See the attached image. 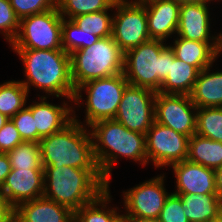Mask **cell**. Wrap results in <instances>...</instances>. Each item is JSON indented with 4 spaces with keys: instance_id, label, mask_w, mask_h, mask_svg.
Returning <instances> with one entry per match:
<instances>
[{
    "instance_id": "obj_1",
    "label": "cell",
    "mask_w": 222,
    "mask_h": 222,
    "mask_svg": "<svg viewBox=\"0 0 222 222\" xmlns=\"http://www.w3.org/2000/svg\"><path fill=\"white\" fill-rule=\"evenodd\" d=\"M23 61L26 79L20 81L30 93V86L57 98L73 100L70 55L63 49H13Z\"/></svg>"
},
{
    "instance_id": "obj_2",
    "label": "cell",
    "mask_w": 222,
    "mask_h": 222,
    "mask_svg": "<svg viewBox=\"0 0 222 222\" xmlns=\"http://www.w3.org/2000/svg\"><path fill=\"white\" fill-rule=\"evenodd\" d=\"M43 197L70 208L73 212L95 200L110 183L100 169L68 166H43Z\"/></svg>"
},
{
    "instance_id": "obj_3",
    "label": "cell",
    "mask_w": 222,
    "mask_h": 222,
    "mask_svg": "<svg viewBox=\"0 0 222 222\" xmlns=\"http://www.w3.org/2000/svg\"><path fill=\"white\" fill-rule=\"evenodd\" d=\"M89 128L96 162L109 183L112 166L118 158H129L143 166L147 164L145 134L128 130L114 119L95 122Z\"/></svg>"
},
{
    "instance_id": "obj_4",
    "label": "cell",
    "mask_w": 222,
    "mask_h": 222,
    "mask_svg": "<svg viewBox=\"0 0 222 222\" xmlns=\"http://www.w3.org/2000/svg\"><path fill=\"white\" fill-rule=\"evenodd\" d=\"M61 131L43 137L39 142L42 166H68L80 169H99L94 156L90 130L76 119Z\"/></svg>"
},
{
    "instance_id": "obj_5",
    "label": "cell",
    "mask_w": 222,
    "mask_h": 222,
    "mask_svg": "<svg viewBox=\"0 0 222 222\" xmlns=\"http://www.w3.org/2000/svg\"><path fill=\"white\" fill-rule=\"evenodd\" d=\"M163 40L150 39L124 53V75L128 83L155 92L170 72L174 51Z\"/></svg>"
},
{
    "instance_id": "obj_6",
    "label": "cell",
    "mask_w": 222,
    "mask_h": 222,
    "mask_svg": "<svg viewBox=\"0 0 222 222\" xmlns=\"http://www.w3.org/2000/svg\"><path fill=\"white\" fill-rule=\"evenodd\" d=\"M71 80L74 88L94 79L114 76L124 71V53L112 36L100 38L89 47L70 54Z\"/></svg>"
},
{
    "instance_id": "obj_7",
    "label": "cell",
    "mask_w": 222,
    "mask_h": 222,
    "mask_svg": "<svg viewBox=\"0 0 222 222\" xmlns=\"http://www.w3.org/2000/svg\"><path fill=\"white\" fill-rule=\"evenodd\" d=\"M129 85L124 73L90 80L75 89L72 102L78 107L82 101V91L86 93L85 124L88 128L95 122L114 119L125 88ZM82 102V103H81Z\"/></svg>"
},
{
    "instance_id": "obj_8",
    "label": "cell",
    "mask_w": 222,
    "mask_h": 222,
    "mask_svg": "<svg viewBox=\"0 0 222 222\" xmlns=\"http://www.w3.org/2000/svg\"><path fill=\"white\" fill-rule=\"evenodd\" d=\"M62 23L58 8L20 19L11 49H63Z\"/></svg>"
},
{
    "instance_id": "obj_9",
    "label": "cell",
    "mask_w": 222,
    "mask_h": 222,
    "mask_svg": "<svg viewBox=\"0 0 222 222\" xmlns=\"http://www.w3.org/2000/svg\"><path fill=\"white\" fill-rule=\"evenodd\" d=\"M114 9L111 36L123 53L150 40L144 3L116 0Z\"/></svg>"
},
{
    "instance_id": "obj_10",
    "label": "cell",
    "mask_w": 222,
    "mask_h": 222,
    "mask_svg": "<svg viewBox=\"0 0 222 222\" xmlns=\"http://www.w3.org/2000/svg\"><path fill=\"white\" fill-rule=\"evenodd\" d=\"M189 138L154 121L146 133L147 164L156 169L187 160Z\"/></svg>"
},
{
    "instance_id": "obj_11",
    "label": "cell",
    "mask_w": 222,
    "mask_h": 222,
    "mask_svg": "<svg viewBox=\"0 0 222 222\" xmlns=\"http://www.w3.org/2000/svg\"><path fill=\"white\" fill-rule=\"evenodd\" d=\"M156 92L133 85L125 88L114 120L128 130L147 133L155 121Z\"/></svg>"
},
{
    "instance_id": "obj_12",
    "label": "cell",
    "mask_w": 222,
    "mask_h": 222,
    "mask_svg": "<svg viewBox=\"0 0 222 222\" xmlns=\"http://www.w3.org/2000/svg\"><path fill=\"white\" fill-rule=\"evenodd\" d=\"M163 174L123 192L122 215L128 219L159 218L167 197L171 194L164 187Z\"/></svg>"
},
{
    "instance_id": "obj_13",
    "label": "cell",
    "mask_w": 222,
    "mask_h": 222,
    "mask_svg": "<svg viewBox=\"0 0 222 222\" xmlns=\"http://www.w3.org/2000/svg\"><path fill=\"white\" fill-rule=\"evenodd\" d=\"M197 109L190 95L156 92L155 122L177 133L188 137L196 134Z\"/></svg>"
},
{
    "instance_id": "obj_14",
    "label": "cell",
    "mask_w": 222,
    "mask_h": 222,
    "mask_svg": "<svg viewBox=\"0 0 222 222\" xmlns=\"http://www.w3.org/2000/svg\"><path fill=\"white\" fill-rule=\"evenodd\" d=\"M209 4L182 3L179 9L177 36L200 42H222V33L211 35Z\"/></svg>"
},
{
    "instance_id": "obj_15",
    "label": "cell",
    "mask_w": 222,
    "mask_h": 222,
    "mask_svg": "<svg viewBox=\"0 0 222 222\" xmlns=\"http://www.w3.org/2000/svg\"><path fill=\"white\" fill-rule=\"evenodd\" d=\"M1 193L14 208L22 202L43 197L44 170L11 169Z\"/></svg>"
},
{
    "instance_id": "obj_16",
    "label": "cell",
    "mask_w": 222,
    "mask_h": 222,
    "mask_svg": "<svg viewBox=\"0 0 222 222\" xmlns=\"http://www.w3.org/2000/svg\"><path fill=\"white\" fill-rule=\"evenodd\" d=\"M171 167L176 178V191L172 193H217L215 170L188 160L172 164Z\"/></svg>"
},
{
    "instance_id": "obj_17",
    "label": "cell",
    "mask_w": 222,
    "mask_h": 222,
    "mask_svg": "<svg viewBox=\"0 0 222 222\" xmlns=\"http://www.w3.org/2000/svg\"><path fill=\"white\" fill-rule=\"evenodd\" d=\"M180 3L176 0H151L144 3L150 39L167 41L177 32Z\"/></svg>"
},
{
    "instance_id": "obj_18",
    "label": "cell",
    "mask_w": 222,
    "mask_h": 222,
    "mask_svg": "<svg viewBox=\"0 0 222 222\" xmlns=\"http://www.w3.org/2000/svg\"><path fill=\"white\" fill-rule=\"evenodd\" d=\"M39 102L29 104L27 107L32 111L37 133L43 138L61 131L73 120V107L68 101L61 105H55L47 101L46 96L38 97Z\"/></svg>"
},
{
    "instance_id": "obj_19",
    "label": "cell",
    "mask_w": 222,
    "mask_h": 222,
    "mask_svg": "<svg viewBox=\"0 0 222 222\" xmlns=\"http://www.w3.org/2000/svg\"><path fill=\"white\" fill-rule=\"evenodd\" d=\"M15 222H74V212L45 197L20 203L15 208Z\"/></svg>"
},
{
    "instance_id": "obj_20",
    "label": "cell",
    "mask_w": 222,
    "mask_h": 222,
    "mask_svg": "<svg viewBox=\"0 0 222 222\" xmlns=\"http://www.w3.org/2000/svg\"><path fill=\"white\" fill-rule=\"evenodd\" d=\"M169 46L176 58L196 67L199 71L211 66L222 55V42H200L177 36L173 45Z\"/></svg>"
},
{
    "instance_id": "obj_21",
    "label": "cell",
    "mask_w": 222,
    "mask_h": 222,
    "mask_svg": "<svg viewBox=\"0 0 222 222\" xmlns=\"http://www.w3.org/2000/svg\"><path fill=\"white\" fill-rule=\"evenodd\" d=\"M213 65L199 72L190 94L197 108L222 107V71H213Z\"/></svg>"
},
{
    "instance_id": "obj_22",
    "label": "cell",
    "mask_w": 222,
    "mask_h": 222,
    "mask_svg": "<svg viewBox=\"0 0 222 222\" xmlns=\"http://www.w3.org/2000/svg\"><path fill=\"white\" fill-rule=\"evenodd\" d=\"M178 195L184 205V213L190 222H213L222 215V200L217 193Z\"/></svg>"
},
{
    "instance_id": "obj_23",
    "label": "cell",
    "mask_w": 222,
    "mask_h": 222,
    "mask_svg": "<svg viewBox=\"0 0 222 222\" xmlns=\"http://www.w3.org/2000/svg\"><path fill=\"white\" fill-rule=\"evenodd\" d=\"M199 72L196 67L176 58L173 54L170 57V72L162 81L159 92L190 95Z\"/></svg>"
},
{
    "instance_id": "obj_24",
    "label": "cell",
    "mask_w": 222,
    "mask_h": 222,
    "mask_svg": "<svg viewBox=\"0 0 222 222\" xmlns=\"http://www.w3.org/2000/svg\"><path fill=\"white\" fill-rule=\"evenodd\" d=\"M187 160L213 170L222 167V142L193 134L189 138Z\"/></svg>"
},
{
    "instance_id": "obj_25",
    "label": "cell",
    "mask_w": 222,
    "mask_h": 222,
    "mask_svg": "<svg viewBox=\"0 0 222 222\" xmlns=\"http://www.w3.org/2000/svg\"><path fill=\"white\" fill-rule=\"evenodd\" d=\"M110 187L104 190L95 200L85 204L74 212V222H115L122 214L118 207H109L112 196Z\"/></svg>"
},
{
    "instance_id": "obj_26",
    "label": "cell",
    "mask_w": 222,
    "mask_h": 222,
    "mask_svg": "<svg viewBox=\"0 0 222 222\" xmlns=\"http://www.w3.org/2000/svg\"><path fill=\"white\" fill-rule=\"evenodd\" d=\"M28 96L20 80L4 82L0 85V113L10 119L27 105Z\"/></svg>"
},
{
    "instance_id": "obj_27",
    "label": "cell",
    "mask_w": 222,
    "mask_h": 222,
    "mask_svg": "<svg viewBox=\"0 0 222 222\" xmlns=\"http://www.w3.org/2000/svg\"><path fill=\"white\" fill-rule=\"evenodd\" d=\"M11 169L44 170L41 163L40 145L34 141H23L7 153Z\"/></svg>"
},
{
    "instance_id": "obj_28",
    "label": "cell",
    "mask_w": 222,
    "mask_h": 222,
    "mask_svg": "<svg viewBox=\"0 0 222 222\" xmlns=\"http://www.w3.org/2000/svg\"><path fill=\"white\" fill-rule=\"evenodd\" d=\"M115 2L116 0H57V8L64 19L71 20L84 14L113 10Z\"/></svg>"
},
{
    "instance_id": "obj_29",
    "label": "cell",
    "mask_w": 222,
    "mask_h": 222,
    "mask_svg": "<svg viewBox=\"0 0 222 222\" xmlns=\"http://www.w3.org/2000/svg\"><path fill=\"white\" fill-rule=\"evenodd\" d=\"M196 134L222 142V107L197 109Z\"/></svg>"
},
{
    "instance_id": "obj_30",
    "label": "cell",
    "mask_w": 222,
    "mask_h": 222,
    "mask_svg": "<svg viewBox=\"0 0 222 222\" xmlns=\"http://www.w3.org/2000/svg\"><path fill=\"white\" fill-rule=\"evenodd\" d=\"M99 39L100 37L83 31L72 20L63 18L62 48L69 55L76 50L91 46Z\"/></svg>"
},
{
    "instance_id": "obj_31",
    "label": "cell",
    "mask_w": 222,
    "mask_h": 222,
    "mask_svg": "<svg viewBox=\"0 0 222 222\" xmlns=\"http://www.w3.org/2000/svg\"><path fill=\"white\" fill-rule=\"evenodd\" d=\"M106 11L93 12L89 14L80 15L71 20L81 29L87 33L94 34L100 38H106L112 35V21L111 16Z\"/></svg>"
},
{
    "instance_id": "obj_32",
    "label": "cell",
    "mask_w": 222,
    "mask_h": 222,
    "mask_svg": "<svg viewBox=\"0 0 222 222\" xmlns=\"http://www.w3.org/2000/svg\"><path fill=\"white\" fill-rule=\"evenodd\" d=\"M20 19L10 5L9 0H0V33L5 40L12 43L19 30Z\"/></svg>"
},
{
    "instance_id": "obj_33",
    "label": "cell",
    "mask_w": 222,
    "mask_h": 222,
    "mask_svg": "<svg viewBox=\"0 0 222 222\" xmlns=\"http://www.w3.org/2000/svg\"><path fill=\"white\" fill-rule=\"evenodd\" d=\"M10 120L15 125L23 141H34L37 143L41 141L42 137L37 133L32 111L28 107L25 106Z\"/></svg>"
},
{
    "instance_id": "obj_34",
    "label": "cell",
    "mask_w": 222,
    "mask_h": 222,
    "mask_svg": "<svg viewBox=\"0 0 222 222\" xmlns=\"http://www.w3.org/2000/svg\"><path fill=\"white\" fill-rule=\"evenodd\" d=\"M16 16L22 19L27 16L57 8V0H9Z\"/></svg>"
},
{
    "instance_id": "obj_35",
    "label": "cell",
    "mask_w": 222,
    "mask_h": 222,
    "mask_svg": "<svg viewBox=\"0 0 222 222\" xmlns=\"http://www.w3.org/2000/svg\"><path fill=\"white\" fill-rule=\"evenodd\" d=\"M159 219L161 222H190L184 213L181 198L171 193L163 206Z\"/></svg>"
},
{
    "instance_id": "obj_36",
    "label": "cell",
    "mask_w": 222,
    "mask_h": 222,
    "mask_svg": "<svg viewBox=\"0 0 222 222\" xmlns=\"http://www.w3.org/2000/svg\"><path fill=\"white\" fill-rule=\"evenodd\" d=\"M22 142L18 130L9 120L0 130V153H8Z\"/></svg>"
},
{
    "instance_id": "obj_37",
    "label": "cell",
    "mask_w": 222,
    "mask_h": 222,
    "mask_svg": "<svg viewBox=\"0 0 222 222\" xmlns=\"http://www.w3.org/2000/svg\"><path fill=\"white\" fill-rule=\"evenodd\" d=\"M0 222H15V208L0 192Z\"/></svg>"
},
{
    "instance_id": "obj_38",
    "label": "cell",
    "mask_w": 222,
    "mask_h": 222,
    "mask_svg": "<svg viewBox=\"0 0 222 222\" xmlns=\"http://www.w3.org/2000/svg\"><path fill=\"white\" fill-rule=\"evenodd\" d=\"M11 171L10 159L7 153H0V192L7 175Z\"/></svg>"
},
{
    "instance_id": "obj_39",
    "label": "cell",
    "mask_w": 222,
    "mask_h": 222,
    "mask_svg": "<svg viewBox=\"0 0 222 222\" xmlns=\"http://www.w3.org/2000/svg\"><path fill=\"white\" fill-rule=\"evenodd\" d=\"M215 182L217 195L222 200V167L215 170Z\"/></svg>"
},
{
    "instance_id": "obj_40",
    "label": "cell",
    "mask_w": 222,
    "mask_h": 222,
    "mask_svg": "<svg viewBox=\"0 0 222 222\" xmlns=\"http://www.w3.org/2000/svg\"><path fill=\"white\" fill-rule=\"evenodd\" d=\"M129 222H161L159 218L129 219Z\"/></svg>"
},
{
    "instance_id": "obj_41",
    "label": "cell",
    "mask_w": 222,
    "mask_h": 222,
    "mask_svg": "<svg viewBox=\"0 0 222 222\" xmlns=\"http://www.w3.org/2000/svg\"><path fill=\"white\" fill-rule=\"evenodd\" d=\"M178 3H193V2H201V3H211V1H216V0H176Z\"/></svg>"
},
{
    "instance_id": "obj_42",
    "label": "cell",
    "mask_w": 222,
    "mask_h": 222,
    "mask_svg": "<svg viewBox=\"0 0 222 222\" xmlns=\"http://www.w3.org/2000/svg\"><path fill=\"white\" fill-rule=\"evenodd\" d=\"M9 120L10 119L6 115L0 113V130Z\"/></svg>"
},
{
    "instance_id": "obj_43",
    "label": "cell",
    "mask_w": 222,
    "mask_h": 222,
    "mask_svg": "<svg viewBox=\"0 0 222 222\" xmlns=\"http://www.w3.org/2000/svg\"><path fill=\"white\" fill-rule=\"evenodd\" d=\"M115 222H129V219L121 215Z\"/></svg>"
},
{
    "instance_id": "obj_44",
    "label": "cell",
    "mask_w": 222,
    "mask_h": 222,
    "mask_svg": "<svg viewBox=\"0 0 222 222\" xmlns=\"http://www.w3.org/2000/svg\"><path fill=\"white\" fill-rule=\"evenodd\" d=\"M213 222H222V215L219 218L215 219Z\"/></svg>"
},
{
    "instance_id": "obj_45",
    "label": "cell",
    "mask_w": 222,
    "mask_h": 222,
    "mask_svg": "<svg viewBox=\"0 0 222 222\" xmlns=\"http://www.w3.org/2000/svg\"><path fill=\"white\" fill-rule=\"evenodd\" d=\"M134 1H137V2H140V3H146V2L151 1V0H134Z\"/></svg>"
}]
</instances>
